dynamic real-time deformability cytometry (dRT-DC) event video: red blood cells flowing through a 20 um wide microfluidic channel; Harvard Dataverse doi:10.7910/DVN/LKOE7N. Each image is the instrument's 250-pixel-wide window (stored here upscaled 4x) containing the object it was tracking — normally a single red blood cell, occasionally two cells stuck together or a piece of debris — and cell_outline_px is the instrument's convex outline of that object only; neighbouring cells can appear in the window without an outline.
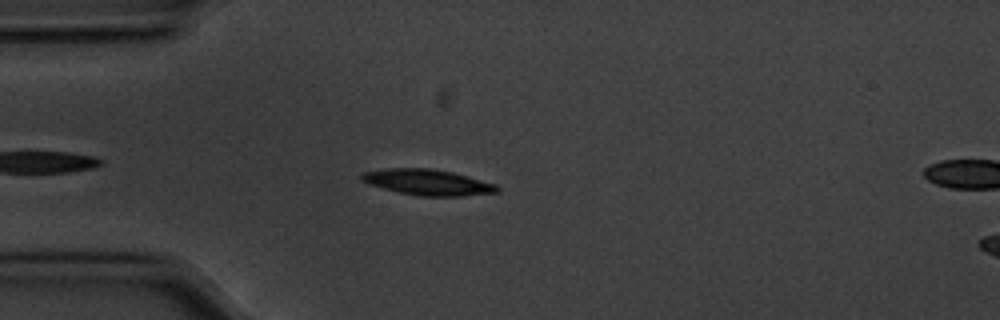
{"species": "common noctule bat (a hibernating species)", "species_latin": "Nyctalus noctula", "temperature_condition": "cold", "stored_images_in_passage": 28, "camera_frame_rate_fps": 3000, "um_per_image_px": 0.085, "animal": {"sex": "male", "body_mass_g": 20.1, "forearm_length_mm": 53.5}, "frame": {"image": 1, "passage_image": 1, "time_ms": 0.0, "image_size_px": [1000, 320], "cell_outline_px": [[500, 188], [496, 192], [464, 196], [420, 196], [396, 192], [368, 184], [360, 180], [360, 176], [364, 172], [384, 168], [432, 168], [452, 172], [468, 176], [496, 184]], "centroid_in_image_um": [36.32, 15.49], "position_along_channel_um": 48.7, "area_um2": 20.52}}
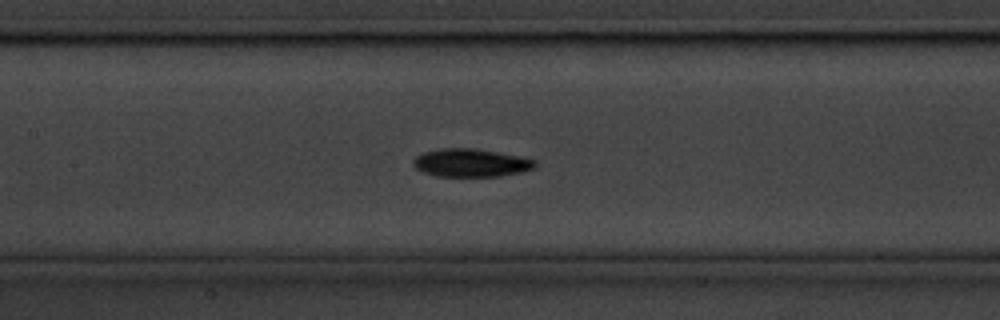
{"frame": {"image": 2, "passage_image": 12, "time_ms": 3.667, "image_size_px": [1000, 320], "cell_outline_px": [[536, 168], [520, 172], [500, 176], [436, 176], [424, 172], [416, 168], [412, 164], [412, 160], [416, 156], [424, 152], [440, 148], [472, 148], [496, 152], [536, 160]], "centroid_in_image_um": [40.0, 13.84], "position_along_channel_um": 167.4, "area_um2": 19.77}}
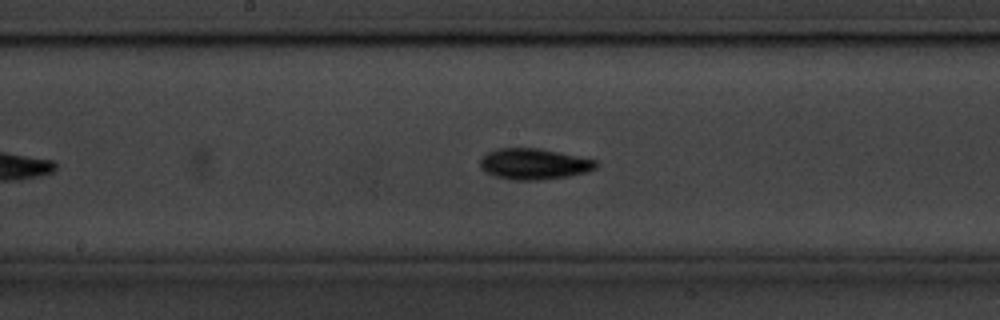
{"frame": {"image": 3, "passage_image": 15, "time_ms": 4.667, "image_size_px": [1000, 320], "cell_outline_px": [[596, 168], [588, 172], [568, 176], [540, 180], [512, 180], [496, 176], [480, 168], [480, 160], [488, 152], [500, 148], [540, 148], [560, 152], [596, 160]], "centroid_in_image_um": [45.4, 13.94], "position_along_channel_um": 202.8, "area_um2": 20.81}}